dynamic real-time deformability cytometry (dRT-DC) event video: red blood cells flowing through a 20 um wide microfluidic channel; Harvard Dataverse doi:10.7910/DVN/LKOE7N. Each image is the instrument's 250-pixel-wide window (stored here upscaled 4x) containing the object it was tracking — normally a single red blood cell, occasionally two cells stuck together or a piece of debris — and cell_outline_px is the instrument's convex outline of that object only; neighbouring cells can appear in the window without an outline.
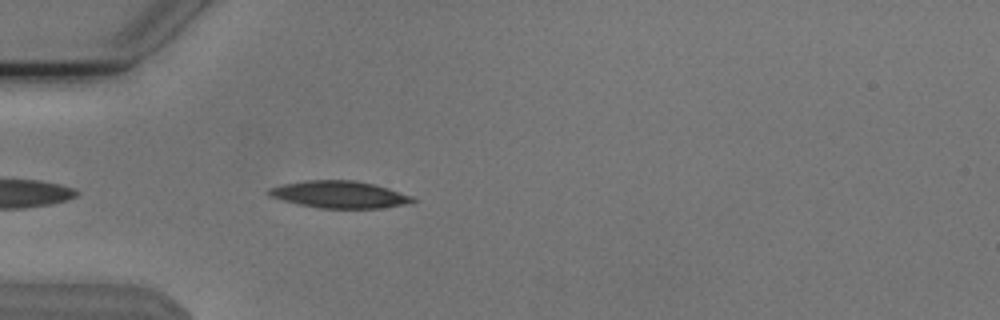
{"species": "Egyptian fruit bat (a non-hibernating species)", "species_latin": "Rousettus aegyptiacus", "temperature_condition": "cold", "stored_images_in_passage": 26, "camera_frame_rate_fps": 3000, "um_per_image_px": 0.085, "animal": {"sex": "male"}, "frame": {"image": 1, "passage_image": 2, "time_ms": 0.333, "image_size_px": [1000, 320], "cell_outline_px": [[416, 200], [400, 204], [380, 208], [320, 208], [300, 204], [268, 196], [264, 192], [268, 188], [284, 184], [308, 180], [356, 180], [388, 188], [412, 196]], "centroid_in_image_um": [28.78, 16.52], "position_along_channel_um": 56.2, "area_um2": 22.37}}
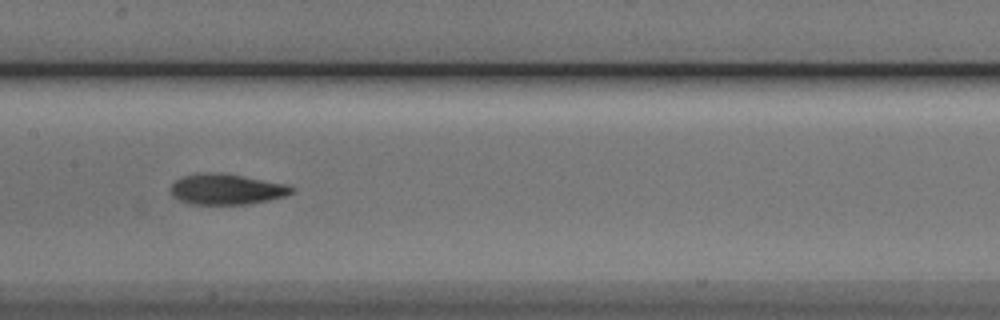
{"frame": {"image": 2, "passage_image": 13, "time_ms": 4.0, "image_size_px": [1000, 320], "cell_outline_px": [[296, 192], [284, 196], [268, 200], [248, 204], [188, 204], [172, 196], [168, 188], [176, 180], [184, 176], [204, 172], [212, 172], [240, 176], [284, 184], [296, 188]], "centroid_in_image_um": [19.22, 16.1], "position_along_channel_um": 188.2, "area_um2": 21.44}}
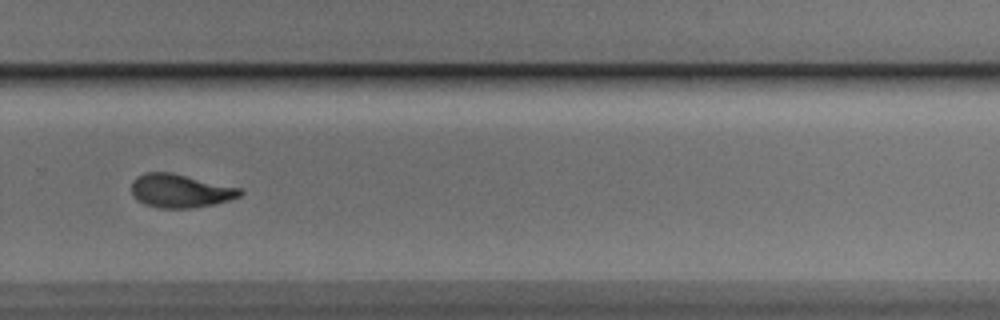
{"frame": {"image": 3, "passage_image": 23, "time_ms": 7.333, "image_size_px": [1000, 320], "cell_outline_px": [[244, 192], [240, 196], [228, 200], [212, 204], [192, 208], [156, 208], [144, 204], [136, 200], [132, 192], [132, 180], [136, 176], [144, 172], [168, 172], [244, 188]], "centroid_in_image_um": [15.31, 16.22], "position_along_channel_um": 314.5, "area_um2": 21.33}}